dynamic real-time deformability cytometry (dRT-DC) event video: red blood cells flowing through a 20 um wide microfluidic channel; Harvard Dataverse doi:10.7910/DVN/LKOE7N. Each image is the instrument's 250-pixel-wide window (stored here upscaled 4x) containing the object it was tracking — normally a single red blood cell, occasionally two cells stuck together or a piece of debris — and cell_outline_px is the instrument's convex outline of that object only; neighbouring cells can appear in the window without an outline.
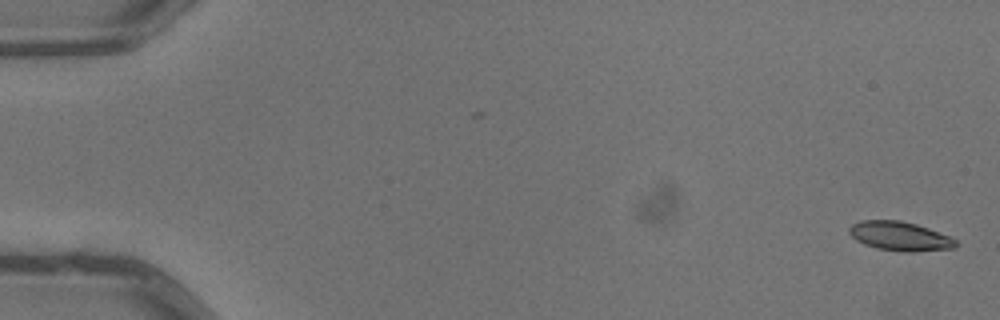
{"species": "common noctule bat (a hibernating species)", "species_latin": "Nyctalus noctula", "temperature_condition": "warm", "stored_images_in_passage": 2, "camera_frame_rate_fps": 3000, "um_per_image_px": 0.085, "animal": {"sex": "male", "body_mass_g": 13.3}, "frame": {"image": 1, "passage_image": 2, "time_ms": 0.333, "image_size_px": [1000, 320], "cell_outline_px": [[956, 244], [952, 248], [912, 252], [900, 252], [876, 248], [864, 244], [856, 240], [848, 232], [848, 228], [852, 224], [860, 220], [900, 220], [916, 224], [928, 228], [948, 236], [956, 240]], "centroid_in_image_um": [76.43, 20.07], "position_along_channel_um": 8.6, "area_um2": 18.03}}